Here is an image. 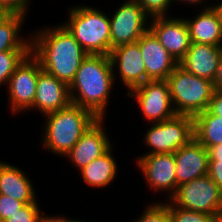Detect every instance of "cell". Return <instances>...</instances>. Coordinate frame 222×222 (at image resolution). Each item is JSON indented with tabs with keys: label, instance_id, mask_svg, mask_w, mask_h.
Here are the masks:
<instances>
[{
	"label": "cell",
	"instance_id": "obj_23",
	"mask_svg": "<svg viewBox=\"0 0 222 222\" xmlns=\"http://www.w3.org/2000/svg\"><path fill=\"white\" fill-rule=\"evenodd\" d=\"M194 137L206 148L222 143V119L208 110L194 116Z\"/></svg>",
	"mask_w": 222,
	"mask_h": 222
},
{
	"label": "cell",
	"instance_id": "obj_14",
	"mask_svg": "<svg viewBox=\"0 0 222 222\" xmlns=\"http://www.w3.org/2000/svg\"><path fill=\"white\" fill-rule=\"evenodd\" d=\"M105 119H98L65 155L78 171L104 154L113 144L105 132Z\"/></svg>",
	"mask_w": 222,
	"mask_h": 222
},
{
	"label": "cell",
	"instance_id": "obj_33",
	"mask_svg": "<svg viewBox=\"0 0 222 222\" xmlns=\"http://www.w3.org/2000/svg\"><path fill=\"white\" fill-rule=\"evenodd\" d=\"M215 90H222V53L218 62L217 73L213 82Z\"/></svg>",
	"mask_w": 222,
	"mask_h": 222
},
{
	"label": "cell",
	"instance_id": "obj_22",
	"mask_svg": "<svg viewBox=\"0 0 222 222\" xmlns=\"http://www.w3.org/2000/svg\"><path fill=\"white\" fill-rule=\"evenodd\" d=\"M26 16L8 14L0 21V52L3 51H31V38L21 33Z\"/></svg>",
	"mask_w": 222,
	"mask_h": 222
},
{
	"label": "cell",
	"instance_id": "obj_21",
	"mask_svg": "<svg viewBox=\"0 0 222 222\" xmlns=\"http://www.w3.org/2000/svg\"><path fill=\"white\" fill-rule=\"evenodd\" d=\"M112 147L113 145L100 157L78 171L85 184L93 188H103L114 182L119 168L113 156Z\"/></svg>",
	"mask_w": 222,
	"mask_h": 222
},
{
	"label": "cell",
	"instance_id": "obj_9",
	"mask_svg": "<svg viewBox=\"0 0 222 222\" xmlns=\"http://www.w3.org/2000/svg\"><path fill=\"white\" fill-rule=\"evenodd\" d=\"M41 71L40 62L31 53L15 69L6 85L11 113L22 114L33 106Z\"/></svg>",
	"mask_w": 222,
	"mask_h": 222
},
{
	"label": "cell",
	"instance_id": "obj_10",
	"mask_svg": "<svg viewBox=\"0 0 222 222\" xmlns=\"http://www.w3.org/2000/svg\"><path fill=\"white\" fill-rule=\"evenodd\" d=\"M110 17L111 49L138 41L150 28L151 18L135 0H125Z\"/></svg>",
	"mask_w": 222,
	"mask_h": 222
},
{
	"label": "cell",
	"instance_id": "obj_32",
	"mask_svg": "<svg viewBox=\"0 0 222 222\" xmlns=\"http://www.w3.org/2000/svg\"><path fill=\"white\" fill-rule=\"evenodd\" d=\"M207 110L222 119V90H214Z\"/></svg>",
	"mask_w": 222,
	"mask_h": 222
},
{
	"label": "cell",
	"instance_id": "obj_16",
	"mask_svg": "<svg viewBox=\"0 0 222 222\" xmlns=\"http://www.w3.org/2000/svg\"><path fill=\"white\" fill-rule=\"evenodd\" d=\"M176 183L181 186L208 174L209 153L195 137L174 153Z\"/></svg>",
	"mask_w": 222,
	"mask_h": 222
},
{
	"label": "cell",
	"instance_id": "obj_11",
	"mask_svg": "<svg viewBox=\"0 0 222 222\" xmlns=\"http://www.w3.org/2000/svg\"><path fill=\"white\" fill-rule=\"evenodd\" d=\"M136 167L142 173L149 189L155 192H168L169 200L177 191L174 153L140 155L136 158Z\"/></svg>",
	"mask_w": 222,
	"mask_h": 222
},
{
	"label": "cell",
	"instance_id": "obj_28",
	"mask_svg": "<svg viewBox=\"0 0 222 222\" xmlns=\"http://www.w3.org/2000/svg\"><path fill=\"white\" fill-rule=\"evenodd\" d=\"M145 13L150 17L169 16V7L173 4V0H135Z\"/></svg>",
	"mask_w": 222,
	"mask_h": 222
},
{
	"label": "cell",
	"instance_id": "obj_30",
	"mask_svg": "<svg viewBox=\"0 0 222 222\" xmlns=\"http://www.w3.org/2000/svg\"><path fill=\"white\" fill-rule=\"evenodd\" d=\"M31 0H0V7L8 14L26 16Z\"/></svg>",
	"mask_w": 222,
	"mask_h": 222
},
{
	"label": "cell",
	"instance_id": "obj_37",
	"mask_svg": "<svg viewBox=\"0 0 222 222\" xmlns=\"http://www.w3.org/2000/svg\"><path fill=\"white\" fill-rule=\"evenodd\" d=\"M221 1V0H220ZM213 7L216 9V11L218 12V15L220 17V21H221V27H222V1L217 3V4H214L212 3Z\"/></svg>",
	"mask_w": 222,
	"mask_h": 222
},
{
	"label": "cell",
	"instance_id": "obj_1",
	"mask_svg": "<svg viewBox=\"0 0 222 222\" xmlns=\"http://www.w3.org/2000/svg\"><path fill=\"white\" fill-rule=\"evenodd\" d=\"M29 35L31 54L40 62L42 70L70 86L88 53L62 23L40 27Z\"/></svg>",
	"mask_w": 222,
	"mask_h": 222
},
{
	"label": "cell",
	"instance_id": "obj_15",
	"mask_svg": "<svg viewBox=\"0 0 222 222\" xmlns=\"http://www.w3.org/2000/svg\"><path fill=\"white\" fill-rule=\"evenodd\" d=\"M137 42L146 68V82L149 80H167L168 76L178 66V62L160 44L150 29Z\"/></svg>",
	"mask_w": 222,
	"mask_h": 222
},
{
	"label": "cell",
	"instance_id": "obj_4",
	"mask_svg": "<svg viewBox=\"0 0 222 222\" xmlns=\"http://www.w3.org/2000/svg\"><path fill=\"white\" fill-rule=\"evenodd\" d=\"M63 25L88 55H106L111 51L110 19L97 7L75 5L68 10Z\"/></svg>",
	"mask_w": 222,
	"mask_h": 222
},
{
	"label": "cell",
	"instance_id": "obj_12",
	"mask_svg": "<svg viewBox=\"0 0 222 222\" xmlns=\"http://www.w3.org/2000/svg\"><path fill=\"white\" fill-rule=\"evenodd\" d=\"M109 58L113 69L114 80L117 79L116 76L119 75L120 81H122L121 83L125 88L127 87V90L130 91L146 82V68L137 41L111 49Z\"/></svg>",
	"mask_w": 222,
	"mask_h": 222
},
{
	"label": "cell",
	"instance_id": "obj_18",
	"mask_svg": "<svg viewBox=\"0 0 222 222\" xmlns=\"http://www.w3.org/2000/svg\"><path fill=\"white\" fill-rule=\"evenodd\" d=\"M222 46L191 43L178 65L186 72L214 82Z\"/></svg>",
	"mask_w": 222,
	"mask_h": 222
},
{
	"label": "cell",
	"instance_id": "obj_34",
	"mask_svg": "<svg viewBox=\"0 0 222 222\" xmlns=\"http://www.w3.org/2000/svg\"><path fill=\"white\" fill-rule=\"evenodd\" d=\"M46 222H88V221H85V220H77V219H68V217L66 216H63V215H55V216H52V215H47L46 216ZM92 222V221H91Z\"/></svg>",
	"mask_w": 222,
	"mask_h": 222
},
{
	"label": "cell",
	"instance_id": "obj_17",
	"mask_svg": "<svg viewBox=\"0 0 222 222\" xmlns=\"http://www.w3.org/2000/svg\"><path fill=\"white\" fill-rule=\"evenodd\" d=\"M70 103L69 86L42 70L38 76L33 106L28 111L36 109L41 115H46L61 110Z\"/></svg>",
	"mask_w": 222,
	"mask_h": 222
},
{
	"label": "cell",
	"instance_id": "obj_7",
	"mask_svg": "<svg viewBox=\"0 0 222 222\" xmlns=\"http://www.w3.org/2000/svg\"><path fill=\"white\" fill-rule=\"evenodd\" d=\"M169 200L185 210L215 216L222 212V190L208 174L178 186Z\"/></svg>",
	"mask_w": 222,
	"mask_h": 222
},
{
	"label": "cell",
	"instance_id": "obj_25",
	"mask_svg": "<svg viewBox=\"0 0 222 222\" xmlns=\"http://www.w3.org/2000/svg\"><path fill=\"white\" fill-rule=\"evenodd\" d=\"M165 202H167L171 222H217L218 220V216L185 210L175 206L170 200Z\"/></svg>",
	"mask_w": 222,
	"mask_h": 222
},
{
	"label": "cell",
	"instance_id": "obj_20",
	"mask_svg": "<svg viewBox=\"0 0 222 222\" xmlns=\"http://www.w3.org/2000/svg\"><path fill=\"white\" fill-rule=\"evenodd\" d=\"M200 11L196 17L185 19L191 43L222 46V27L218 12L213 6Z\"/></svg>",
	"mask_w": 222,
	"mask_h": 222
},
{
	"label": "cell",
	"instance_id": "obj_3",
	"mask_svg": "<svg viewBox=\"0 0 222 222\" xmlns=\"http://www.w3.org/2000/svg\"><path fill=\"white\" fill-rule=\"evenodd\" d=\"M43 149L57 156H65L81 136L98 120L89 110L70 103L61 110L44 115Z\"/></svg>",
	"mask_w": 222,
	"mask_h": 222
},
{
	"label": "cell",
	"instance_id": "obj_29",
	"mask_svg": "<svg viewBox=\"0 0 222 222\" xmlns=\"http://www.w3.org/2000/svg\"><path fill=\"white\" fill-rule=\"evenodd\" d=\"M25 205L24 202L12 197L0 194V222L10 218L18 209Z\"/></svg>",
	"mask_w": 222,
	"mask_h": 222
},
{
	"label": "cell",
	"instance_id": "obj_31",
	"mask_svg": "<svg viewBox=\"0 0 222 222\" xmlns=\"http://www.w3.org/2000/svg\"><path fill=\"white\" fill-rule=\"evenodd\" d=\"M208 175L222 190V159H209Z\"/></svg>",
	"mask_w": 222,
	"mask_h": 222
},
{
	"label": "cell",
	"instance_id": "obj_24",
	"mask_svg": "<svg viewBox=\"0 0 222 222\" xmlns=\"http://www.w3.org/2000/svg\"><path fill=\"white\" fill-rule=\"evenodd\" d=\"M31 51L0 52V86L7 85L10 76Z\"/></svg>",
	"mask_w": 222,
	"mask_h": 222
},
{
	"label": "cell",
	"instance_id": "obj_6",
	"mask_svg": "<svg viewBox=\"0 0 222 222\" xmlns=\"http://www.w3.org/2000/svg\"><path fill=\"white\" fill-rule=\"evenodd\" d=\"M143 135L148 152L143 155L175 153L194 138V117L177 114L159 123H151Z\"/></svg>",
	"mask_w": 222,
	"mask_h": 222
},
{
	"label": "cell",
	"instance_id": "obj_8",
	"mask_svg": "<svg viewBox=\"0 0 222 222\" xmlns=\"http://www.w3.org/2000/svg\"><path fill=\"white\" fill-rule=\"evenodd\" d=\"M126 92L134 98L140 108L139 112L150 124L169 120L177 115L167 80H149Z\"/></svg>",
	"mask_w": 222,
	"mask_h": 222
},
{
	"label": "cell",
	"instance_id": "obj_19",
	"mask_svg": "<svg viewBox=\"0 0 222 222\" xmlns=\"http://www.w3.org/2000/svg\"><path fill=\"white\" fill-rule=\"evenodd\" d=\"M29 176L17 165L0 160V194L25 204L39 203Z\"/></svg>",
	"mask_w": 222,
	"mask_h": 222
},
{
	"label": "cell",
	"instance_id": "obj_13",
	"mask_svg": "<svg viewBox=\"0 0 222 222\" xmlns=\"http://www.w3.org/2000/svg\"><path fill=\"white\" fill-rule=\"evenodd\" d=\"M150 30L160 44L178 63L191 45L187 23L184 17H154L150 19Z\"/></svg>",
	"mask_w": 222,
	"mask_h": 222
},
{
	"label": "cell",
	"instance_id": "obj_27",
	"mask_svg": "<svg viewBox=\"0 0 222 222\" xmlns=\"http://www.w3.org/2000/svg\"><path fill=\"white\" fill-rule=\"evenodd\" d=\"M145 207L141 216L136 220L134 219V222H171L166 202H159L158 200L152 204L148 203V206Z\"/></svg>",
	"mask_w": 222,
	"mask_h": 222
},
{
	"label": "cell",
	"instance_id": "obj_35",
	"mask_svg": "<svg viewBox=\"0 0 222 222\" xmlns=\"http://www.w3.org/2000/svg\"><path fill=\"white\" fill-rule=\"evenodd\" d=\"M209 159H222V143L208 148Z\"/></svg>",
	"mask_w": 222,
	"mask_h": 222
},
{
	"label": "cell",
	"instance_id": "obj_2",
	"mask_svg": "<svg viewBox=\"0 0 222 222\" xmlns=\"http://www.w3.org/2000/svg\"><path fill=\"white\" fill-rule=\"evenodd\" d=\"M114 82L109 56L88 55L69 86L71 103L91 111L98 119H106Z\"/></svg>",
	"mask_w": 222,
	"mask_h": 222
},
{
	"label": "cell",
	"instance_id": "obj_38",
	"mask_svg": "<svg viewBox=\"0 0 222 222\" xmlns=\"http://www.w3.org/2000/svg\"><path fill=\"white\" fill-rule=\"evenodd\" d=\"M8 13H6L1 7H0V21L6 17Z\"/></svg>",
	"mask_w": 222,
	"mask_h": 222
},
{
	"label": "cell",
	"instance_id": "obj_5",
	"mask_svg": "<svg viewBox=\"0 0 222 222\" xmlns=\"http://www.w3.org/2000/svg\"><path fill=\"white\" fill-rule=\"evenodd\" d=\"M167 82L177 114L194 117L208 109L215 90L213 82L190 74L179 65L168 76Z\"/></svg>",
	"mask_w": 222,
	"mask_h": 222
},
{
	"label": "cell",
	"instance_id": "obj_39",
	"mask_svg": "<svg viewBox=\"0 0 222 222\" xmlns=\"http://www.w3.org/2000/svg\"><path fill=\"white\" fill-rule=\"evenodd\" d=\"M217 222H222V212L218 215V220Z\"/></svg>",
	"mask_w": 222,
	"mask_h": 222
},
{
	"label": "cell",
	"instance_id": "obj_36",
	"mask_svg": "<svg viewBox=\"0 0 222 222\" xmlns=\"http://www.w3.org/2000/svg\"><path fill=\"white\" fill-rule=\"evenodd\" d=\"M176 1L179 3H182V4L185 3L186 6H187V4H189V6L194 5L195 7H196V5H197V7H198V5H200L199 7H201V5H202L201 8H208V7L212 6V4H209V5L207 4V1H209V0H173V3ZM205 1H206V4H205Z\"/></svg>",
	"mask_w": 222,
	"mask_h": 222
},
{
	"label": "cell",
	"instance_id": "obj_26",
	"mask_svg": "<svg viewBox=\"0 0 222 222\" xmlns=\"http://www.w3.org/2000/svg\"><path fill=\"white\" fill-rule=\"evenodd\" d=\"M40 203L25 204L4 222H46L47 213L42 214Z\"/></svg>",
	"mask_w": 222,
	"mask_h": 222
}]
</instances>
